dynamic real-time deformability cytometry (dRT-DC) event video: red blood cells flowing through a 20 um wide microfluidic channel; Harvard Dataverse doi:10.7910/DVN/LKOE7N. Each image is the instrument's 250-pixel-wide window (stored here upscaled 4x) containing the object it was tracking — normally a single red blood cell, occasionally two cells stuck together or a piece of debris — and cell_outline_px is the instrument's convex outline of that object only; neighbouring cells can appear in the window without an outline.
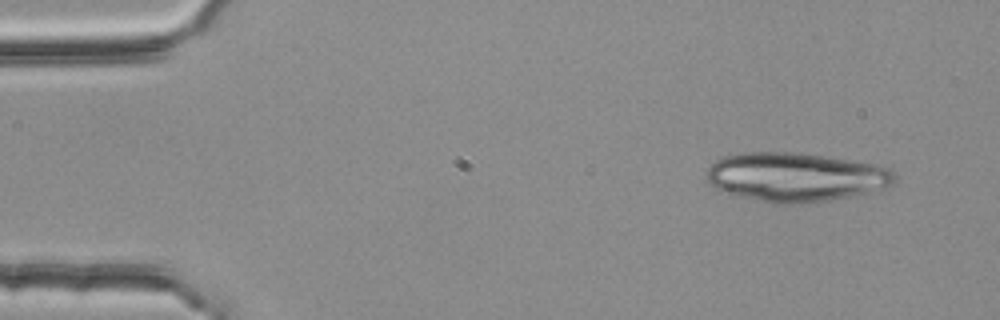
{"species": "common noctule bat (a hibernating species)", "species_latin": "Nyctalus noctula", "temperature_condition": "room temperature", "stored_images_in_passage": 2, "camera_frame_rate_fps": 3000, "um_per_image_px": 0.085, "animal": {"sex": "female", "body_mass_g": 25.1}, "frame": {"image": 1, "passage_image": 1, "time_ms": 0.0, "image_size_px": [1000, 320], "cell_outline_px": [[896, 180], [892, 184], [884, 188], [868, 192], [828, 200], [804, 204], [776, 204], [720, 192], [708, 180], [704, 172], [716, 160], [724, 156], [744, 152], [788, 152], [824, 156], [852, 160], [876, 164], [888, 168], [896, 176]], "centroid_in_image_um": [67.6, 15.05], "position_along_channel_um": 17.4, "area_um2": 53.7}}